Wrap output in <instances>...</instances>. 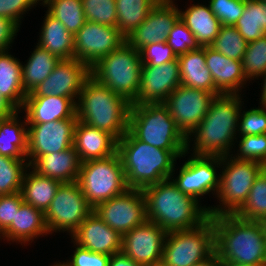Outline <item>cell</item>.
<instances>
[{
	"mask_svg": "<svg viewBox=\"0 0 266 266\" xmlns=\"http://www.w3.org/2000/svg\"><path fill=\"white\" fill-rule=\"evenodd\" d=\"M241 100V94L216 96L204 119L187 137V151L190 149V138L195 136L193 155L220 158L229 156L234 139H237L235 136L243 106Z\"/></svg>",
	"mask_w": 266,
	"mask_h": 266,
	"instance_id": "cell-1",
	"label": "cell"
},
{
	"mask_svg": "<svg viewBox=\"0 0 266 266\" xmlns=\"http://www.w3.org/2000/svg\"><path fill=\"white\" fill-rule=\"evenodd\" d=\"M146 200V218L166 232L188 230L209 218L208 208L181 192L170 179L142 189Z\"/></svg>",
	"mask_w": 266,
	"mask_h": 266,
	"instance_id": "cell-2",
	"label": "cell"
},
{
	"mask_svg": "<svg viewBox=\"0 0 266 266\" xmlns=\"http://www.w3.org/2000/svg\"><path fill=\"white\" fill-rule=\"evenodd\" d=\"M117 153L128 188L143 189L173 178L176 159L185 157L189 152L169 151L149 145L128 130L117 142Z\"/></svg>",
	"mask_w": 266,
	"mask_h": 266,
	"instance_id": "cell-3",
	"label": "cell"
},
{
	"mask_svg": "<svg viewBox=\"0 0 266 266\" xmlns=\"http://www.w3.org/2000/svg\"><path fill=\"white\" fill-rule=\"evenodd\" d=\"M215 253L219 259L250 266H266V230L263 222L242 220L234 214L211 217Z\"/></svg>",
	"mask_w": 266,
	"mask_h": 266,
	"instance_id": "cell-4",
	"label": "cell"
},
{
	"mask_svg": "<svg viewBox=\"0 0 266 266\" xmlns=\"http://www.w3.org/2000/svg\"><path fill=\"white\" fill-rule=\"evenodd\" d=\"M131 103L91 75L76 102V116L86 125L104 130L120 140L128 131Z\"/></svg>",
	"mask_w": 266,
	"mask_h": 266,
	"instance_id": "cell-5",
	"label": "cell"
},
{
	"mask_svg": "<svg viewBox=\"0 0 266 266\" xmlns=\"http://www.w3.org/2000/svg\"><path fill=\"white\" fill-rule=\"evenodd\" d=\"M128 130L149 145L169 151H187V137L164 103H132Z\"/></svg>",
	"mask_w": 266,
	"mask_h": 266,
	"instance_id": "cell-6",
	"label": "cell"
},
{
	"mask_svg": "<svg viewBox=\"0 0 266 266\" xmlns=\"http://www.w3.org/2000/svg\"><path fill=\"white\" fill-rule=\"evenodd\" d=\"M142 65L140 52L125 41L93 65L90 75L132 104L138 97Z\"/></svg>",
	"mask_w": 266,
	"mask_h": 266,
	"instance_id": "cell-7",
	"label": "cell"
},
{
	"mask_svg": "<svg viewBox=\"0 0 266 266\" xmlns=\"http://www.w3.org/2000/svg\"><path fill=\"white\" fill-rule=\"evenodd\" d=\"M233 154L221 157L222 173L219 181L217 207L208 208L209 217L222 214H234L246 201L251 187L265 166L248 160H238ZM226 165V166H225ZM222 204V205H221Z\"/></svg>",
	"mask_w": 266,
	"mask_h": 266,
	"instance_id": "cell-8",
	"label": "cell"
},
{
	"mask_svg": "<svg viewBox=\"0 0 266 266\" xmlns=\"http://www.w3.org/2000/svg\"><path fill=\"white\" fill-rule=\"evenodd\" d=\"M77 182L93 209L128 189L118 153L82 162Z\"/></svg>",
	"mask_w": 266,
	"mask_h": 266,
	"instance_id": "cell-9",
	"label": "cell"
},
{
	"mask_svg": "<svg viewBox=\"0 0 266 266\" xmlns=\"http://www.w3.org/2000/svg\"><path fill=\"white\" fill-rule=\"evenodd\" d=\"M214 253L215 232L209 217L198 227L167 232L162 261L168 266H193Z\"/></svg>",
	"mask_w": 266,
	"mask_h": 266,
	"instance_id": "cell-10",
	"label": "cell"
},
{
	"mask_svg": "<svg viewBox=\"0 0 266 266\" xmlns=\"http://www.w3.org/2000/svg\"><path fill=\"white\" fill-rule=\"evenodd\" d=\"M92 211L77 181L61 183L45 213L48 231L72 234Z\"/></svg>",
	"mask_w": 266,
	"mask_h": 266,
	"instance_id": "cell-11",
	"label": "cell"
},
{
	"mask_svg": "<svg viewBox=\"0 0 266 266\" xmlns=\"http://www.w3.org/2000/svg\"><path fill=\"white\" fill-rule=\"evenodd\" d=\"M93 211L122 236L147 220L142 189L128 188L123 194L98 204Z\"/></svg>",
	"mask_w": 266,
	"mask_h": 266,
	"instance_id": "cell-12",
	"label": "cell"
},
{
	"mask_svg": "<svg viewBox=\"0 0 266 266\" xmlns=\"http://www.w3.org/2000/svg\"><path fill=\"white\" fill-rule=\"evenodd\" d=\"M125 41L117 27L86 21L74 35V56L91 68Z\"/></svg>",
	"mask_w": 266,
	"mask_h": 266,
	"instance_id": "cell-13",
	"label": "cell"
},
{
	"mask_svg": "<svg viewBox=\"0 0 266 266\" xmlns=\"http://www.w3.org/2000/svg\"><path fill=\"white\" fill-rule=\"evenodd\" d=\"M215 97L212 92L180 85L168 96L164 104L177 127L188 137L204 119Z\"/></svg>",
	"mask_w": 266,
	"mask_h": 266,
	"instance_id": "cell-14",
	"label": "cell"
},
{
	"mask_svg": "<svg viewBox=\"0 0 266 266\" xmlns=\"http://www.w3.org/2000/svg\"><path fill=\"white\" fill-rule=\"evenodd\" d=\"M78 118L56 120L41 124H28L29 166L42 155L64 151L73 146L74 128ZM29 159V160H28Z\"/></svg>",
	"mask_w": 266,
	"mask_h": 266,
	"instance_id": "cell-15",
	"label": "cell"
},
{
	"mask_svg": "<svg viewBox=\"0 0 266 266\" xmlns=\"http://www.w3.org/2000/svg\"><path fill=\"white\" fill-rule=\"evenodd\" d=\"M191 155L192 157L180 167L179 175L171 180L181 192L197 201L211 191L212 194L213 192L217 194L220 176L216 173L215 167L222 168L221 158Z\"/></svg>",
	"mask_w": 266,
	"mask_h": 266,
	"instance_id": "cell-16",
	"label": "cell"
},
{
	"mask_svg": "<svg viewBox=\"0 0 266 266\" xmlns=\"http://www.w3.org/2000/svg\"><path fill=\"white\" fill-rule=\"evenodd\" d=\"M90 68L77 59L60 60L52 73L27 96H59L78 99Z\"/></svg>",
	"mask_w": 266,
	"mask_h": 266,
	"instance_id": "cell-17",
	"label": "cell"
},
{
	"mask_svg": "<svg viewBox=\"0 0 266 266\" xmlns=\"http://www.w3.org/2000/svg\"><path fill=\"white\" fill-rule=\"evenodd\" d=\"M167 232L146 220L123 235L122 252L142 266L162 261Z\"/></svg>",
	"mask_w": 266,
	"mask_h": 266,
	"instance_id": "cell-18",
	"label": "cell"
},
{
	"mask_svg": "<svg viewBox=\"0 0 266 266\" xmlns=\"http://www.w3.org/2000/svg\"><path fill=\"white\" fill-rule=\"evenodd\" d=\"M173 1L159 0L126 41L138 51L149 44L166 41L171 28L179 19V9Z\"/></svg>",
	"mask_w": 266,
	"mask_h": 266,
	"instance_id": "cell-19",
	"label": "cell"
},
{
	"mask_svg": "<svg viewBox=\"0 0 266 266\" xmlns=\"http://www.w3.org/2000/svg\"><path fill=\"white\" fill-rule=\"evenodd\" d=\"M181 85L178 60L159 66H142L141 82L136 104L164 103Z\"/></svg>",
	"mask_w": 266,
	"mask_h": 266,
	"instance_id": "cell-20",
	"label": "cell"
},
{
	"mask_svg": "<svg viewBox=\"0 0 266 266\" xmlns=\"http://www.w3.org/2000/svg\"><path fill=\"white\" fill-rule=\"evenodd\" d=\"M71 237L73 243L95 253L111 256L122 251L123 236L107 225L94 211Z\"/></svg>",
	"mask_w": 266,
	"mask_h": 266,
	"instance_id": "cell-21",
	"label": "cell"
},
{
	"mask_svg": "<svg viewBox=\"0 0 266 266\" xmlns=\"http://www.w3.org/2000/svg\"><path fill=\"white\" fill-rule=\"evenodd\" d=\"M206 67L210 70L215 89L220 94H239L247 82L242 61L231 59L216 51L211 46H205ZM240 90V91H239Z\"/></svg>",
	"mask_w": 266,
	"mask_h": 266,
	"instance_id": "cell-22",
	"label": "cell"
},
{
	"mask_svg": "<svg viewBox=\"0 0 266 266\" xmlns=\"http://www.w3.org/2000/svg\"><path fill=\"white\" fill-rule=\"evenodd\" d=\"M117 142L118 140L109 132L77 120L74 128L73 147L81 163L116 154Z\"/></svg>",
	"mask_w": 266,
	"mask_h": 266,
	"instance_id": "cell-23",
	"label": "cell"
},
{
	"mask_svg": "<svg viewBox=\"0 0 266 266\" xmlns=\"http://www.w3.org/2000/svg\"><path fill=\"white\" fill-rule=\"evenodd\" d=\"M76 100L59 96H26L22 110L27 124H41L73 118L76 115Z\"/></svg>",
	"mask_w": 266,
	"mask_h": 266,
	"instance_id": "cell-24",
	"label": "cell"
},
{
	"mask_svg": "<svg viewBox=\"0 0 266 266\" xmlns=\"http://www.w3.org/2000/svg\"><path fill=\"white\" fill-rule=\"evenodd\" d=\"M80 159L74 147L61 152L39 156L31 165L39 175L56 179L61 183H71L78 180Z\"/></svg>",
	"mask_w": 266,
	"mask_h": 266,
	"instance_id": "cell-25",
	"label": "cell"
},
{
	"mask_svg": "<svg viewBox=\"0 0 266 266\" xmlns=\"http://www.w3.org/2000/svg\"><path fill=\"white\" fill-rule=\"evenodd\" d=\"M50 234L45 222V214L37 208L22 203L11 225L1 234L4 240L20 242L24 245L35 238Z\"/></svg>",
	"mask_w": 266,
	"mask_h": 266,
	"instance_id": "cell-26",
	"label": "cell"
},
{
	"mask_svg": "<svg viewBox=\"0 0 266 266\" xmlns=\"http://www.w3.org/2000/svg\"><path fill=\"white\" fill-rule=\"evenodd\" d=\"M179 19L193 33L199 47L211 46L221 27L210 6L200 3L191 4L184 12L179 10Z\"/></svg>",
	"mask_w": 266,
	"mask_h": 266,
	"instance_id": "cell-27",
	"label": "cell"
},
{
	"mask_svg": "<svg viewBox=\"0 0 266 266\" xmlns=\"http://www.w3.org/2000/svg\"><path fill=\"white\" fill-rule=\"evenodd\" d=\"M180 69L181 85L202 89L214 93H220L215 89L210 70L206 67L205 47L188 51L177 56Z\"/></svg>",
	"mask_w": 266,
	"mask_h": 266,
	"instance_id": "cell-28",
	"label": "cell"
},
{
	"mask_svg": "<svg viewBox=\"0 0 266 266\" xmlns=\"http://www.w3.org/2000/svg\"><path fill=\"white\" fill-rule=\"evenodd\" d=\"M45 16L37 45L60 60L75 59L74 36L48 11Z\"/></svg>",
	"mask_w": 266,
	"mask_h": 266,
	"instance_id": "cell-29",
	"label": "cell"
},
{
	"mask_svg": "<svg viewBox=\"0 0 266 266\" xmlns=\"http://www.w3.org/2000/svg\"><path fill=\"white\" fill-rule=\"evenodd\" d=\"M19 111L0 121V155L15 159H27L28 124L21 122ZM26 126V127H25Z\"/></svg>",
	"mask_w": 266,
	"mask_h": 266,
	"instance_id": "cell-30",
	"label": "cell"
},
{
	"mask_svg": "<svg viewBox=\"0 0 266 266\" xmlns=\"http://www.w3.org/2000/svg\"><path fill=\"white\" fill-rule=\"evenodd\" d=\"M21 63L9 54L0 52V95L6 98L18 111H22L27 93L23 88Z\"/></svg>",
	"mask_w": 266,
	"mask_h": 266,
	"instance_id": "cell-31",
	"label": "cell"
},
{
	"mask_svg": "<svg viewBox=\"0 0 266 266\" xmlns=\"http://www.w3.org/2000/svg\"><path fill=\"white\" fill-rule=\"evenodd\" d=\"M28 170H30V166L24 173L20 191L23 202L37 208L45 214L61 182L50 177L39 175L34 170L27 173Z\"/></svg>",
	"mask_w": 266,
	"mask_h": 266,
	"instance_id": "cell-32",
	"label": "cell"
},
{
	"mask_svg": "<svg viewBox=\"0 0 266 266\" xmlns=\"http://www.w3.org/2000/svg\"><path fill=\"white\" fill-rule=\"evenodd\" d=\"M25 65H21L22 83L25 92H32L53 71L60 61L56 56L40 46H35Z\"/></svg>",
	"mask_w": 266,
	"mask_h": 266,
	"instance_id": "cell-33",
	"label": "cell"
},
{
	"mask_svg": "<svg viewBox=\"0 0 266 266\" xmlns=\"http://www.w3.org/2000/svg\"><path fill=\"white\" fill-rule=\"evenodd\" d=\"M159 0H116L117 28L127 38L141 25Z\"/></svg>",
	"mask_w": 266,
	"mask_h": 266,
	"instance_id": "cell-34",
	"label": "cell"
},
{
	"mask_svg": "<svg viewBox=\"0 0 266 266\" xmlns=\"http://www.w3.org/2000/svg\"><path fill=\"white\" fill-rule=\"evenodd\" d=\"M234 26L247 43L266 35V4L259 0H245L243 14Z\"/></svg>",
	"mask_w": 266,
	"mask_h": 266,
	"instance_id": "cell-35",
	"label": "cell"
},
{
	"mask_svg": "<svg viewBox=\"0 0 266 266\" xmlns=\"http://www.w3.org/2000/svg\"><path fill=\"white\" fill-rule=\"evenodd\" d=\"M42 4L48 7L47 11L61 21L73 36L86 23L82 0H44Z\"/></svg>",
	"mask_w": 266,
	"mask_h": 266,
	"instance_id": "cell-36",
	"label": "cell"
},
{
	"mask_svg": "<svg viewBox=\"0 0 266 266\" xmlns=\"http://www.w3.org/2000/svg\"><path fill=\"white\" fill-rule=\"evenodd\" d=\"M242 220L266 221V171L256 178L244 204L234 213Z\"/></svg>",
	"mask_w": 266,
	"mask_h": 266,
	"instance_id": "cell-37",
	"label": "cell"
},
{
	"mask_svg": "<svg viewBox=\"0 0 266 266\" xmlns=\"http://www.w3.org/2000/svg\"><path fill=\"white\" fill-rule=\"evenodd\" d=\"M27 159H15L0 155V195L21 191L23 176L29 167Z\"/></svg>",
	"mask_w": 266,
	"mask_h": 266,
	"instance_id": "cell-38",
	"label": "cell"
},
{
	"mask_svg": "<svg viewBox=\"0 0 266 266\" xmlns=\"http://www.w3.org/2000/svg\"><path fill=\"white\" fill-rule=\"evenodd\" d=\"M247 45L235 26L221 25L211 47L228 58L242 61Z\"/></svg>",
	"mask_w": 266,
	"mask_h": 266,
	"instance_id": "cell-39",
	"label": "cell"
},
{
	"mask_svg": "<svg viewBox=\"0 0 266 266\" xmlns=\"http://www.w3.org/2000/svg\"><path fill=\"white\" fill-rule=\"evenodd\" d=\"M242 71L247 81L258 79L266 72V35L249 42L242 59Z\"/></svg>",
	"mask_w": 266,
	"mask_h": 266,
	"instance_id": "cell-40",
	"label": "cell"
},
{
	"mask_svg": "<svg viewBox=\"0 0 266 266\" xmlns=\"http://www.w3.org/2000/svg\"><path fill=\"white\" fill-rule=\"evenodd\" d=\"M86 21L117 27L116 0H82Z\"/></svg>",
	"mask_w": 266,
	"mask_h": 266,
	"instance_id": "cell-41",
	"label": "cell"
},
{
	"mask_svg": "<svg viewBox=\"0 0 266 266\" xmlns=\"http://www.w3.org/2000/svg\"><path fill=\"white\" fill-rule=\"evenodd\" d=\"M239 151L233 156L238 160H248L266 166V134L238 136Z\"/></svg>",
	"mask_w": 266,
	"mask_h": 266,
	"instance_id": "cell-42",
	"label": "cell"
},
{
	"mask_svg": "<svg viewBox=\"0 0 266 266\" xmlns=\"http://www.w3.org/2000/svg\"><path fill=\"white\" fill-rule=\"evenodd\" d=\"M166 43L172 48L176 56L199 48L195 36L180 19L171 28Z\"/></svg>",
	"mask_w": 266,
	"mask_h": 266,
	"instance_id": "cell-43",
	"label": "cell"
},
{
	"mask_svg": "<svg viewBox=\"0 0 266 266\" xmlns=\"http://www.w3.org/2000/svg\"><path fill=\"white\" fill-rule=\"evenodd\" d=\"M239 121L238 133L241 136L266 134V106L240 111Z\"/></svg>",
	"mask_w": 266,
	"mask_h": 266,
	"instance_id": "cell-44",
	"label": "cell"
},
{
	"mask_svg": "<svg viewBox=\"0 0 266 266\" xmlns=\"http://www.w3.org/2000/svg\"><path fill=\"white\" fill-rule=\"evenodd\" d=\"M209 6L221 25L234 26L242 16L245 0H210Z\"/></svg>",
	"mask_w": 266,
	"mask_h": 266,
	"instance_id": "cell-45",
	"label": "cell"
},
{
	"mask_svg": "<svg viewBox=\"0 0 266 266\" xmlns=\"http://www.w3.org/2000/svg\"><path fill=\"white\" fill-rule=\"evenodd\" d=\"M139 52L142 66H159L177 59V56L166 41L149 44Z\"/></svg>",
	"mask_w": 266,
	"mask_h": 266,
	"instance_id": "cell-46",
	"label": "cell"
},
{
	"mask_svg": "<svg viewBox=\"0 0 266 266\" xmlns=\"http://www.w3.org/2000/svg\"><path fill=\"white\" fill-rule=\"evenodd\" d=\"M74 254L70 260L63 263L59 262L60 266H108L110 255L92 252L77 244Z\"/></svg>",
	"mask_w": 266,
	"mask_h": 266,
	"instance_id": "cell-47",
	"label": "cell"
},
{
	"mask_svg": "<svg viewBox=\"0 0 266 266\" xmlns=\"http://www.w3.org/2000/svg\"><path fill=\"white\" fill-rule=\"evenodd\" d=\"M23 203L21 192L11 195H0V233L12 223L20 205Z\"/></svg>",
	"mask_w": 266,
	"mask_h": 266,
	"instance_id": "cell-48",
	"label": "cell"
},
{
	"mask_svg": "<svg viewBox=\"0 0 266 266\" xmlns=\"http://www.w3.org/2000/svg\"><path fill=\"white\" fill-rule=\"evenodd\" d=\"M36 4L35 0H0V16L14 20L20 26L22 15Z\"/></svg>",
	"mask_w": 266,
	"mask_h": 266,
	"instance_id": "cell-49",
	"label": "cell"
},
{
	"mask_svg": "<svg viewBox=\"0 0 266 266\" xmlns=\"http://www.w3.org/2000/svg\"><path fill=\"white\" fill-rule=\"evenodd\" d=\"M19 28L14 20L0 16V52L10 48Z\"/></svg>",
	"mask_w": 266,
	"mask_h": 266,
	"instance_id": "cell-50",
	"label": "cell"
},
{
	"mask_svg": "<svg viewBox=\"0 0 266 266\" xmlns=\"http://www.w3.org/2000/svg\"><path fill=\"white\" fill-rule=\"evenodd\" d=\"M108 266H142L129 258L122 251L111 255Z\"/></svg>",
	"mask_w": 266,
	"mask_h": 266,
	"instance_id": "cell-51",
	"label": "cell"
},
{
	"mask_svg": "<svg viewBox=\"0 0 266 266\" xmlns=\"http://www.w3.org/2000/svg\"><path fill=\"white\" fill-rule=\"evenodd\" d=\"M18 110L2 95H0V118L12 116Z\"/></svg>",
	"mask_w": 266,
	"mask_h": 266,
	"instance_id": "cell-52",
	"label": "cell"
},
{
	"mask_svg": "<svg viewBox=\"0 0 266 266\" xmlns=\"http://www.w3.org/2000/svg\"><path fill=\"white\" fill-rule=\"evenodd\" d=\"M193 266H218V257L216 255V253H214L210 258L197 263Z\"/></svg>",
	"mask_w": 266,
	"mask_h": 266,
	"instance_id": "cell-53",
	"label": "cell"
},
{
	"mask_svg": "<svg viewBox=\"0 0 266 266\" xmlns=\"http://www.w3.org/2000/svg\"><path fill=\"white\" fill-rule=\"evenodd\" d=\"M261 77H263V86H262V90H261V97H260V105H265L266 106V72L265 74H263Z\"/></svg>",
	"mask_w": 266,
	"mask_h": 266,
	"instance_id": "cell-54",
	"label": "cell"
},
{
	"mask_svg": "<svg viewBox=\"0 0 266 266\" xmlns=\"http://www.w3.org/2000/svg\"><path fill=\"white\" fill-rule=\"evenodd\" d=\"M218 266H250V265L239 264V263H235V262H231V261L218 258Z\"/></svg>",
	"mask_w": 266,
	"mask_h": 266,
	"instance_id": "cell-55",
	"label": "cell"
},
{
	"mask_svg": "<svg viewBox=\"0 0 266 266\" xmlns=\"http://www.w3.org/2000/svg\"><path fill=\"white\" fill-rule=\"evenodd\" d=\"M147 266H168L167 264H165L163 261H159L157 263H152L150 265Z\"/></svg>",
	"mask_w": 266,
	"mask_h": 266,
	"instance_id": "cell-56",
	"label": "cell"
},
{
	"mask_svg": "<svg viewBox=\"0 0 266 266\" xmlns=\"http://www.w3.org/2000/svg\"><path fill=\"white\" fill-rule=\"evenodd\" d=\"M260 2H263L264 4H266V0H259Z\"/></svg>",
	"mask_w": 266,
	"mask_h": 266,
	"instance_id": "cell-57",
	"label": "cell"
},
{
	"mask_svg": "<svg viewBox=\"0 0 266 266\" xmlns=\"http://www.w3.org/2000/svg\"><path fill=\"white\" fill-rule=\"evenodd\" d=\"M51 266H60V265L58 263H56V264L54 263V265H51Z\"/></svg>",
	"mask_w": 266,
	"mask_h": 266,
	"instance_id": "cell-58",
	"label": "cell"
},
{
	"mask_svg": "<svg viewBox=\"0 0 266 266\" xmlns=\"http://www.w3.org/2000/svg\"><path fill=\"white\" fill-rule=\"evenodd\" d=\"M35 1H36L37 3H38L39 1H40V2L42 1V3H43L44 0H35Z\"/></svg>",
	"mask_w": 266,
	"mask_h": 266,
	"instance_id": "cell-59",
	"label": "cell"
}]
</instances>
